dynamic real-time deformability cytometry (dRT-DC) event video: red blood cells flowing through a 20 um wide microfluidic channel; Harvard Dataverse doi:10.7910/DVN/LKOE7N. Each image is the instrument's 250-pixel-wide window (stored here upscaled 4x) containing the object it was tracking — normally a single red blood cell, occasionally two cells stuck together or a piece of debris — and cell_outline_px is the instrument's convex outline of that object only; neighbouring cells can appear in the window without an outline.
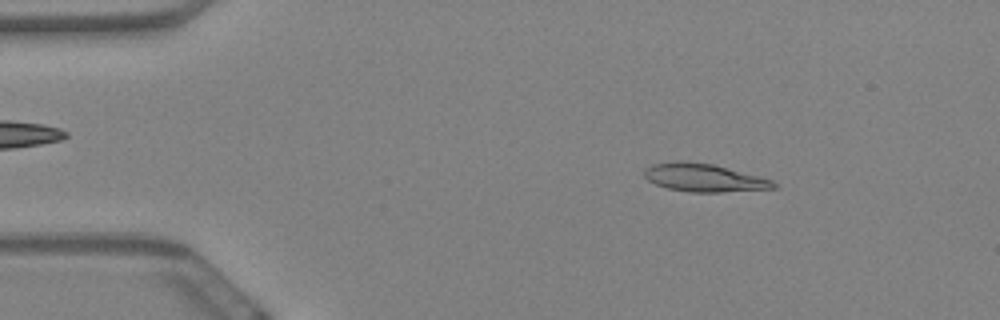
{"species": "Egyptian fruit bat (a non-hibernating species)", "species_latin": "Rousettus aegyptiacus", "temperature_condition": "warm", "stored_images_in_passage": 58, "camera_frame_rate_fps": 3000, "um_per_image_px": 0.085, "animal": {"sex": "female"}, "frame": {"image": 1, "passage_image": 8, "time_ms": 2.333, "image_size_px": [1000, 320], "cell_outline_px": [[776, 188], [720, 192], [688, 192], [668, 188], [656, 184], [648, 180], [644, 176], [644, 168], [652, 164], [676, 160], [680, 160], [712, 164], [772, 180], [776, 184]], "centroid_in_image_um": [59.77, 15.1], "position_along_channel_um": 25.2, "area_um2": 20.92}}
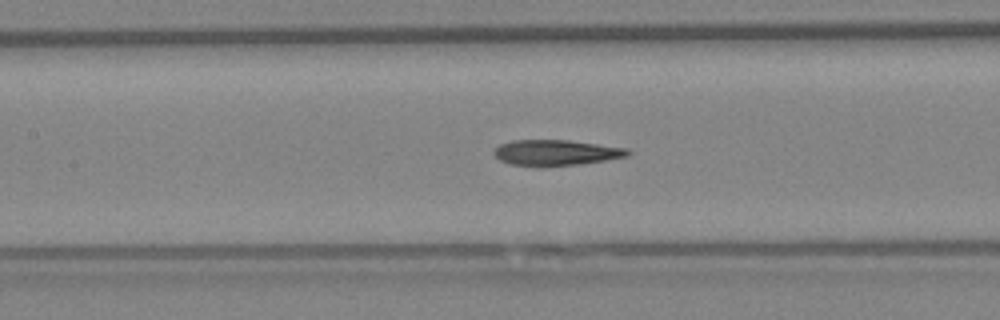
{"frame": {"image": 2, "passage_image": 26, "time_ms": 8.333, "image_size_px": [1000, 320], "cell_outline_px": [[632, 152], [628, 156], [604, 160], [576, 164], [508, 164], [500, 160], [492, 152], [500, 144], [512, 140], [568, 140], [628, 148]], "centroid_in_image_um": [47.28, 12.93], "position_along_channel_um": 160.1, "area_um2": 19.31}}
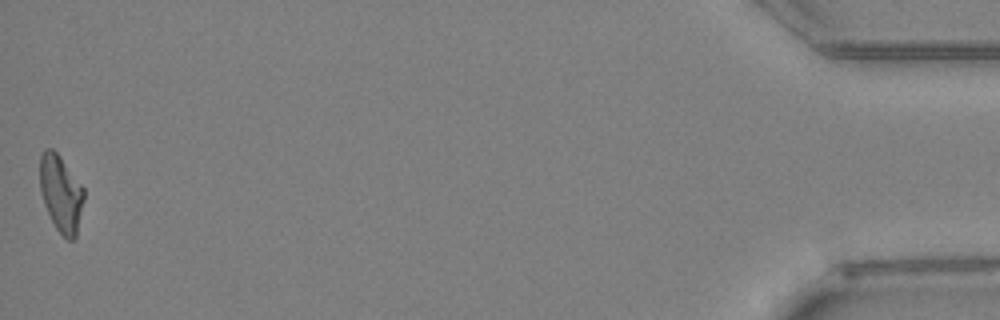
{"frame": {"image": 3, "passage_image": 58, "time_ms": 19.0, "image_size_px": [1000, 320], "cell_outline_px": [[84, 200], [76, 236], [72, 240], [68, 240], [56, 228], [44, 204], [40, 188], [40, 156], [44, 148], [52, 148], [60, 156], [84, 188]], "centroid_in_image_um": [5.18, 16.42], "position_along_channel_um": 430.0, "area_um2": 19.54}, "authors_computed_cell_mechanics": {"area_um2": 20.2589, "velocity_mm_per_s": 3.4406, "shape_relaxation_time_tau1_ms": null, "shape_relaxation_time_tau2_ms": 4.0191, "deformation_change_tau1": null, "deformation_change_tau2": 0.1319}}